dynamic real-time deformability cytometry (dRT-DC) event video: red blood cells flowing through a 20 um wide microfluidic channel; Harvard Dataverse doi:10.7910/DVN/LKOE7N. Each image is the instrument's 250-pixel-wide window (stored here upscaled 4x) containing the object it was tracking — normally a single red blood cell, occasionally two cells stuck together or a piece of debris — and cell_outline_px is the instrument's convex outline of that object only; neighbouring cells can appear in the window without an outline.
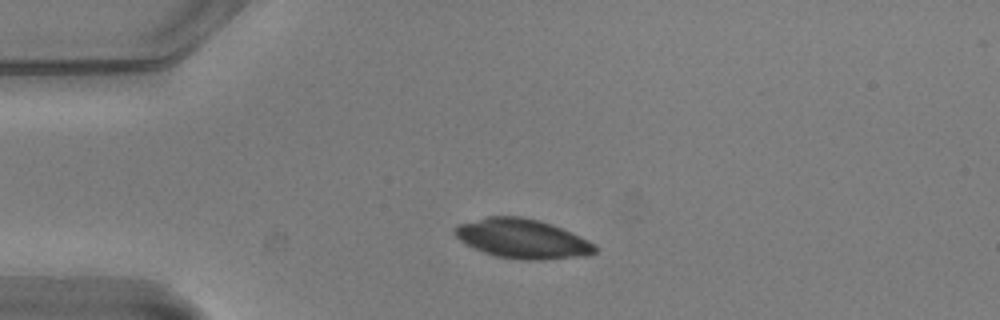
{"species": "common noctule bat (a hibernating species)", "species_latin": "Nyctalus noctula", "temperature_condition": "warm", "stored_images_in_passage": 42, "camera_frame_rate_fps": 3000, "um_per_image_px": 0.085, "animal": {"sex": "male", "body_mass_g": 20.5, "forearm_length_mm": 52.5}, "frame": {"image": 1, "passage_image": 1, "time_ms": 0.0, "image_size_px": [1000, 320], "cell_outline_px": [[596, 252], [584, 256], [544, 260], [520, 260], [496, 256], [484, 252], [460, 240], [452, 232], [460, 224], [488, 216], [520, 216], [540, 220], [580, 236], [596, 244]], "centroid_in_image_um": [44.43, 20.3], "position_along_channel_um": 40.6, "area_um2": 31.96}}
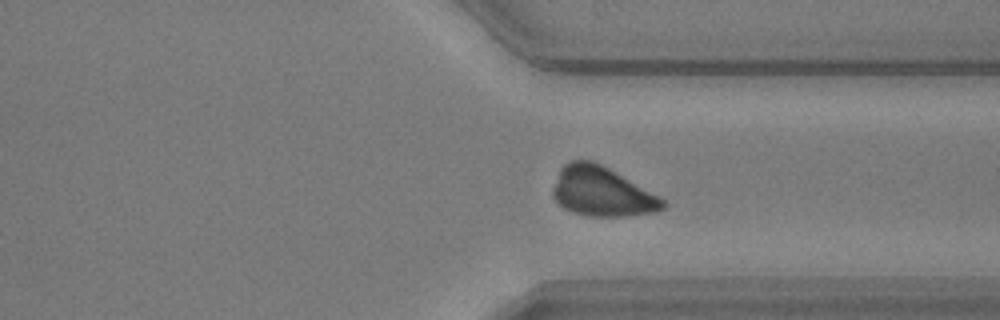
{"frame": {"image": 2, "passage_image": 29, "time_ms": 9.333, "image_size_px": [1000, 320], "cell_outline_px": [[664, 208], [656, 212], [628, 216], [588, 216], [572, 212], [564, 208], [552, 196], [552, 188], [560, 168], [568, 160], [592, 160], [608, 168], [664, 200]], "centroid_in_image_um": [51.1, 16.29], "position_along_channel_um": 360.3, "area_um2": 31.33}}
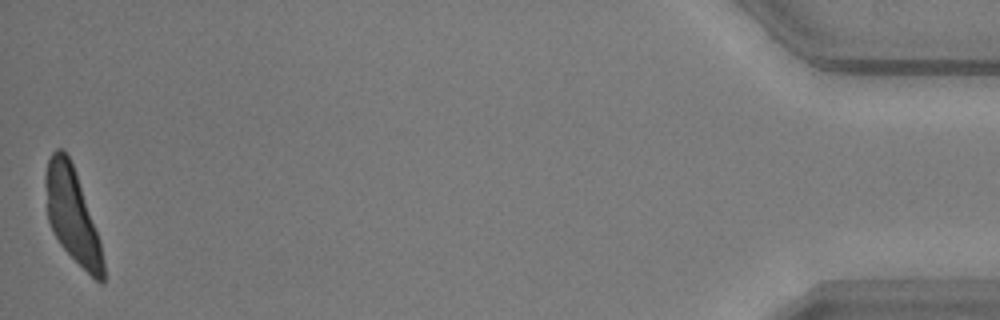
{"frame": {"image": 3, "passage_image": 42, "time_ms": 13.667, "image_size_px": [1000, 320], "cell_outline_px": [[104, 284], [100, 284], [60, 244], [48, 220], [44, 184], [44, 176], [48, 160], [52, 152], [56, 148], [64, 148], [72, 164], [100, 240], [104, 264]], "centroid_in_image_um": [6.12, 18.26], "position_along_channel_um": 429.1, "area_um2": 31.04}}